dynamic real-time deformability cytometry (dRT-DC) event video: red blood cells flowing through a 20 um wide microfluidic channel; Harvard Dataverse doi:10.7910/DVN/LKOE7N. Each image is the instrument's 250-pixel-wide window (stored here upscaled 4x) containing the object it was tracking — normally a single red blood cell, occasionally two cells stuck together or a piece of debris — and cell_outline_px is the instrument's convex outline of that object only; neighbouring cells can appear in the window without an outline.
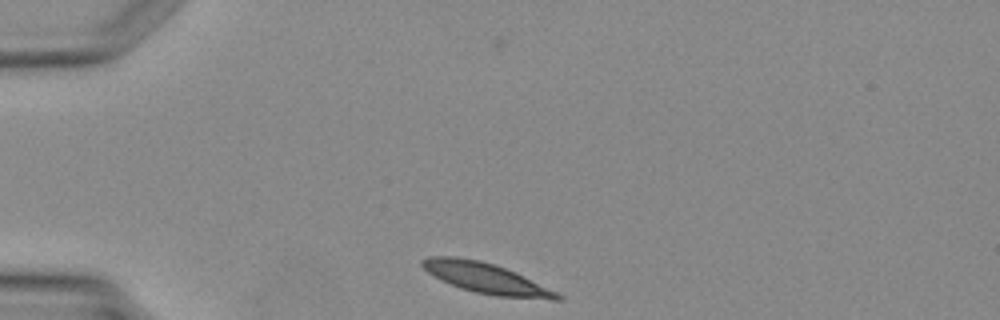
{"species": "Egyptian fruit bat (a non-hibernating species)", "species_latin": "Rousettus aegyptiacus", "temperature_condition": "warm", "stored_images_in_passage": 3, "camera_frame_rate_fps": 3000, "um_per_image_px": 0.085, "animal": {"sex": "female"}, "frame": {"image": 1, "passage_image": 1, "time_ms": 0.0, "image_size_px": [1000, 320], "cell_outline_px": [[564, 300], [552, 300], [496, 296], [476, 292], [460, 288], [428, 272], [420, 264], [420, 260], [428, 256], [452, 256], [480, 260], [516, 272], [564, 296]], "centroid_in_image_um": [41.34, 23.65], "position_along_channel_um": 43.7, "area_um2": 23.64}}